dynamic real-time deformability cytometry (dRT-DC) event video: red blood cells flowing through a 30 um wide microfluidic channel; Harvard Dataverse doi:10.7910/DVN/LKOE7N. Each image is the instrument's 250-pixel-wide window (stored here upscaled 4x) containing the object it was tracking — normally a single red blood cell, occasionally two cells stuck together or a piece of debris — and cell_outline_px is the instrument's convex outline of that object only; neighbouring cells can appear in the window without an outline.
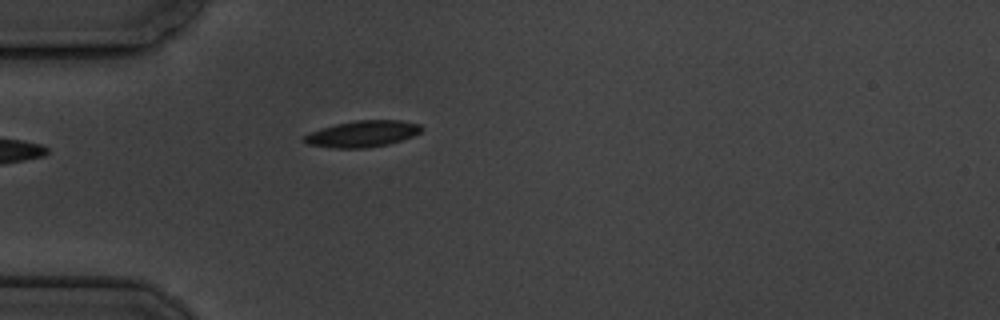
{"species": "common noctule bat (a hibernating species)", "species_latin": "Nyctalus noctula", "temperature_condition": "cold", "stored_images_in_passage": 6, "camera_frame_rate_fps": 3000, "um_per_image_px": 0.085, "animal": {"sex": "male", "body_mass_g": 19.5, "forearm_length_mm": 54.6}, "frame": {"image": 1, "passage_image": 6, "time_ms": 5.667, "image_size_px": [1000, 320], "cell_outline_px": [[424, 128], [420, 132], [412, 136], [388, 144], [364, 148], [332, 148], [308, 144], [304, 140], [304, 136], [320, 128], [336, 124], [356, 120], [400, 120], [420, 124]], "centroid_in_image_um": [30.83, 11.37], "position_along_channel_um": 54.2, "area_um2": 17.86}}